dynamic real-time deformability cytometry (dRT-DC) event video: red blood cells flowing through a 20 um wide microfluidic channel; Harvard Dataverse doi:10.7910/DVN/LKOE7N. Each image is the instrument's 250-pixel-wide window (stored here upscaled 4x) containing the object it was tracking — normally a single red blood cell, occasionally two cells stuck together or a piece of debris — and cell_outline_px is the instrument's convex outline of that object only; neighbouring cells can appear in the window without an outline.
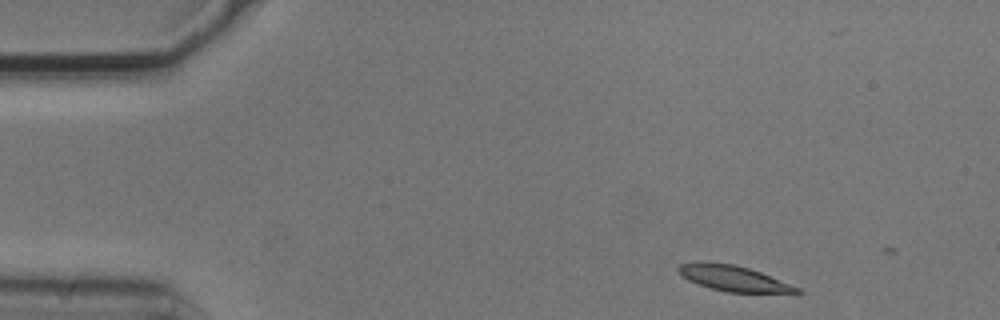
{"species": "common noctule bat (a hibernating species)", "species_latin": "Nyctalus noctula", "temperature_condition": "cold", "stored_images_in_passage": 4, "camera_frame_rate_fps": 3000, "um_per_image_px": 0.085, "animal": {"sex": "male", "body_mass_g": 20.5, "forearm_length_mm": 52.5}, "frame": {"image": 1, "passage_image": 1, "time_ms": 0.0, "image_size_px": [1000, 320], "cell_outline_px": [[804, 292], [728, 292], [712, 288], [688, 280], [676, 268], [680, 264], [708, 260], [732, 264], [748, 268], [760, 272], [800, 288]], "centroid_in_image_um": [62.3, 23.63], "position_along_channel_um": 22.7, "area_um2": 17.28}}
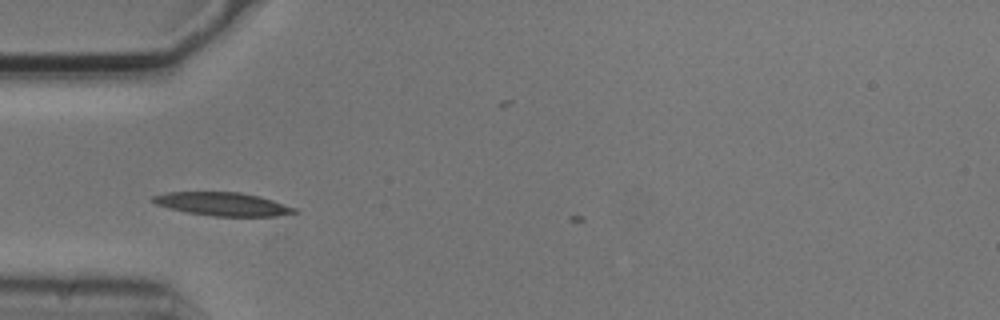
{"frame": {"image": 2, "passage_image": 3, "time_ms": 0.667, "image_size_px": [1000, 320], "cell_outline_px": [[300, 212], [276, 216], [212, 216], [188, 212], [168, 208], [156, 204], [148, 200], [152, 196], [164, 192], [240, 192], [260, 196], [296, 208]], "centroid_in_image_um": [18.9, 17.34], "position_along_channel_um": 66.1, "area_um2": 19.36}}